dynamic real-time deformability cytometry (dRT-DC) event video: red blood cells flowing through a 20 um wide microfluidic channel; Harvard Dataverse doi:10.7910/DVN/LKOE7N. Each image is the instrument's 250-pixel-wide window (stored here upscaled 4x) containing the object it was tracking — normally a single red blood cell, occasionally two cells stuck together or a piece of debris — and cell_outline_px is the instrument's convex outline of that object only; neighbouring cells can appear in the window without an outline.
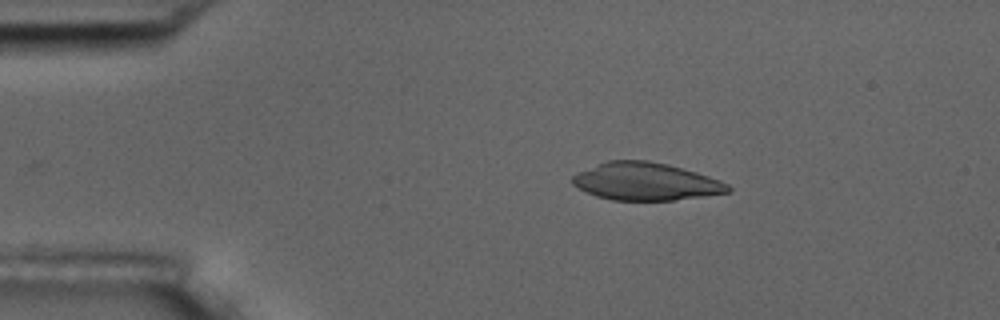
{"species": "common noctule bat (a hibernating species)", "species_latin": "Nyctalus noctula", "temperature_condition": "room temperature", "stored_images_in_passage": 4, "camera_frame_rate_fps": 3000, "um_per_image_px": 0.085, "animal": {"sex": "male", "body_mass_g": 17.5, "forearm_length_mm": 52.3}, "frame": {"image": 1, "passage_image": 2, "time_ms": 0.333, "image_size_px": [1000, 320], "cell_outline_px": [[732, 192], [676, 200], [612, 200], [596, 196], [572, 184], [572, 176], [576, 172], [608, 160], [648, 160], [668, 164], [696, 172], [720, 180], [728, 184], [732, 188]], "centroid_in_image_um": [54.91, 15.43], "position_along_channel_um": 30.1, "area_um2": 34.16}}